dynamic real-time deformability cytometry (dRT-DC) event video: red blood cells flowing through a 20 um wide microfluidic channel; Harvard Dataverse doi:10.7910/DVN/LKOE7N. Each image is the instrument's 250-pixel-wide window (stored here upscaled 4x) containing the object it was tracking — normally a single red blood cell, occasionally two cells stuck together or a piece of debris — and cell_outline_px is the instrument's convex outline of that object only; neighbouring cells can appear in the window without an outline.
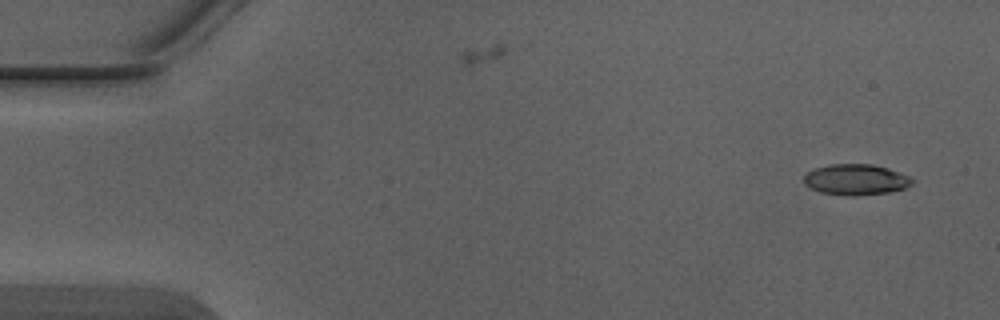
{"species": "Egyptian fruit bat (a non-hibernating species)", "species_latin": "Rousettus aegyptiacus", "temperature_condition": "warm", "stored_images_in_passage": 4, "camera_frame_rate_fps": 3000, "um_per_image_px": 0.085, "animal": {"sex": "male"}, "frame": {"image": 1, "passage_image": 1, "time_ms": 0.0, "image_size_px": [1000, 320], "cell_outline_px": [[916, 180], [912, 184], [904, 188], [888, 192], [852, 196], [820, 192], [804, 184], [804, 176], [808, 172], [816, 168], [828, 164], [872, 164], [888, 168], [908, 176]], "centroid_in_image_um": [72.75, 15.26], "position_along_channel_um": 12.2, "area_um2": 19.31}}